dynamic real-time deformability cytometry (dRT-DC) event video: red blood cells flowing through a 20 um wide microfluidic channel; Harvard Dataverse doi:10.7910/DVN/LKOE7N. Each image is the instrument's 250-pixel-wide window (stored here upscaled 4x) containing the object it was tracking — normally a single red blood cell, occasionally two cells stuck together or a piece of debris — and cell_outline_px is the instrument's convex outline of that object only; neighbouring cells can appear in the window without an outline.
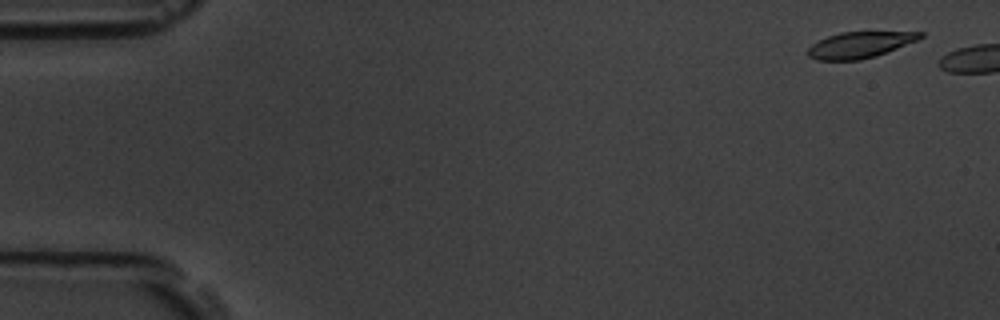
{"species": "common noctule bat (a hibernating species)", "species_latin": "Nyctalus noctula", "temperature_condition": "room temperature", "stored_images_in_passage": 2, "camera_frame_rate_fps": 3000, "um_per_image_px": 0.085, "animal": {"sex": "male", "body_mass_g": 19.5, "forearm_length_mm": 54.6}, "frame": {"image": 1, "passage_image": 1, "time_ms": 0.0, "image_size_px": [1000, 320], "cell_outline_px": [[924, 36], [916, 40], [876, 56], [860, 60], [816, 60], [808, 56], [808, 48], [812, 44], [828, 36], [840, 32], [924, 32]], "centroid_in_image_um": [73.05, 3.81], "position_along_channel_um": 11.9, "area_um2": 16.88}}